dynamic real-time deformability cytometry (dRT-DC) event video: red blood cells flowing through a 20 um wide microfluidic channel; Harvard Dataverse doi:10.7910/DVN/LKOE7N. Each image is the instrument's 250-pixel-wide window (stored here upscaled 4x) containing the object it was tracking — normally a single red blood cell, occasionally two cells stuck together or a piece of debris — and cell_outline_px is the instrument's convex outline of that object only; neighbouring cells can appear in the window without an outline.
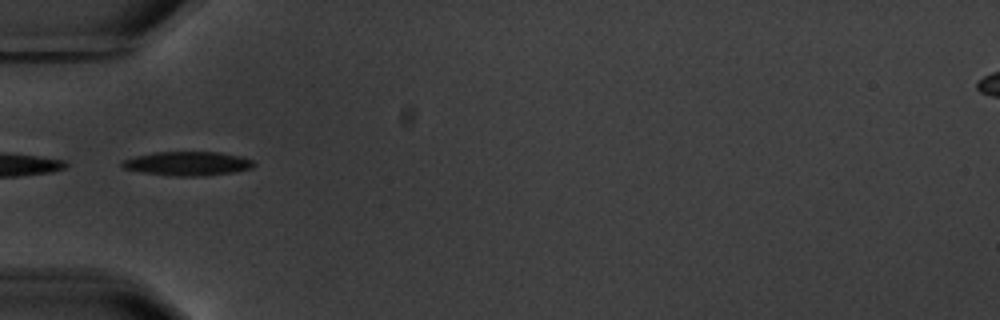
{"species": "common noctule bat (a hibernating species)", "species_latin": "Nyctalus noctula", "temperature_condition": "warm", "stored_images_in_passage": 8, "camera_frame_rate_fps": 3000, "um_per_image_px": 0.085, "animal": {"sex": "male", "body_mass_g": 20.1, "forearm_length_mm": 53.5}, "frame": {"image": 1, "passage_image": 5, "time_ms": 5.333, "image_size_px": [1000, 320], "cell_outline_px": [[256, 164], [252, 168], [236, 172], [204, 176], [176, 176], [144, 172], [124, 168], [120, 164], [120, 160], [152, 152], [220, 152], [240, 156], [252, 160]], "centroid_in_image_um": [15.97, 13.9], "position_along_channel_um": 69.0, "area_um2": 18.5}}
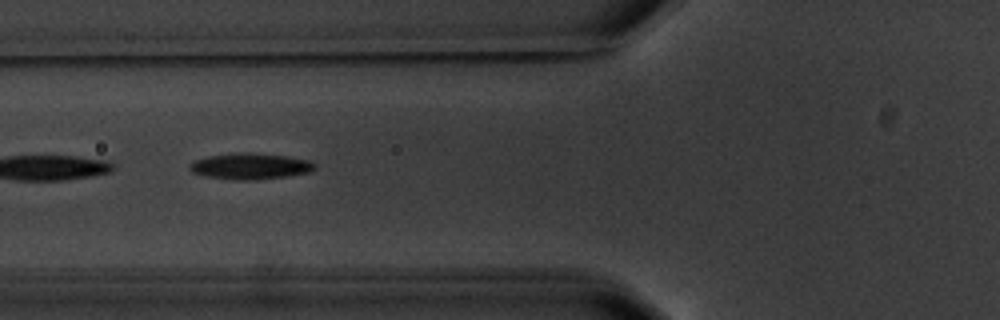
{"frame": {"image": 2, "passage_image": 6, "time_ms": 6.333, "image_size_px": [1000, 320], "cell_outline_px": [[316, 168], [308, 172], [288, 176], [252, 180], [236, 180], [208, 176], [192, 172], [188, 168], [188, 164], [192, 160], [208, 156], [236, 152], [248, 152], [288, 156], [308, 160], [316, 164]], "centroid_in_image_um": [21.24, 14.11], "position_along_channel_um": 104.6, "area_um2": 19.13}}